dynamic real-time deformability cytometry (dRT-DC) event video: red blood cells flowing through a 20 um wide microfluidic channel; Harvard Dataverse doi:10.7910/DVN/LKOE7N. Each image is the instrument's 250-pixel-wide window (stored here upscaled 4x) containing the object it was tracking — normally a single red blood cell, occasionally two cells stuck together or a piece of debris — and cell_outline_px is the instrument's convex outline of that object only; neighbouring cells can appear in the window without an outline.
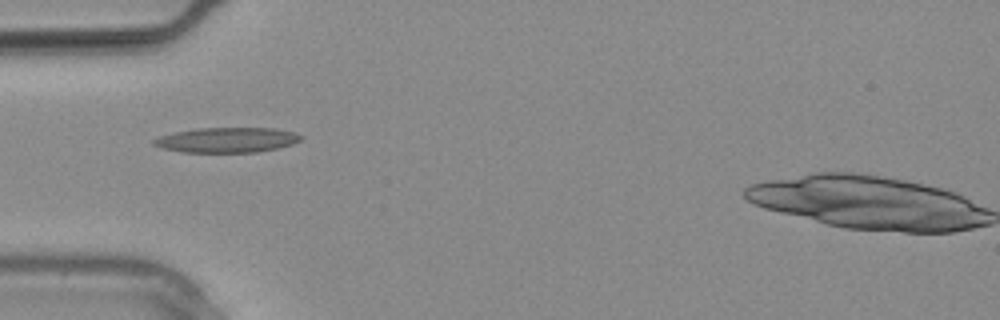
{"species": "common noctule bat (a hibernating species)", "species_latin": "Nyctalus noctula", "temperature_condition": "warm", "stored_images_in_passage": 4, "camera_frame_rate_fps": 3000, "um_per_image_px": 0.085, "animal": {"sex": "male", "body_mass_g": 20.4}, "frame": {"image": 1, "passage_image": 1, "time_ms": 0.0, "image_size_px": [1000, 320], "cell_outline_px": [[304, 136], [300, 140], [292, 144], [276, 148], [256, 152], [180, 152], [164, 148], [152, 144], [152, 140], [160, 136], [176, 132], [196, 128], [276, 128], [292, 132]], "centroid_in_image_um": [19.29, 11.89], "position_along_channel_um": 65.7, "area_um2": 21.33}}